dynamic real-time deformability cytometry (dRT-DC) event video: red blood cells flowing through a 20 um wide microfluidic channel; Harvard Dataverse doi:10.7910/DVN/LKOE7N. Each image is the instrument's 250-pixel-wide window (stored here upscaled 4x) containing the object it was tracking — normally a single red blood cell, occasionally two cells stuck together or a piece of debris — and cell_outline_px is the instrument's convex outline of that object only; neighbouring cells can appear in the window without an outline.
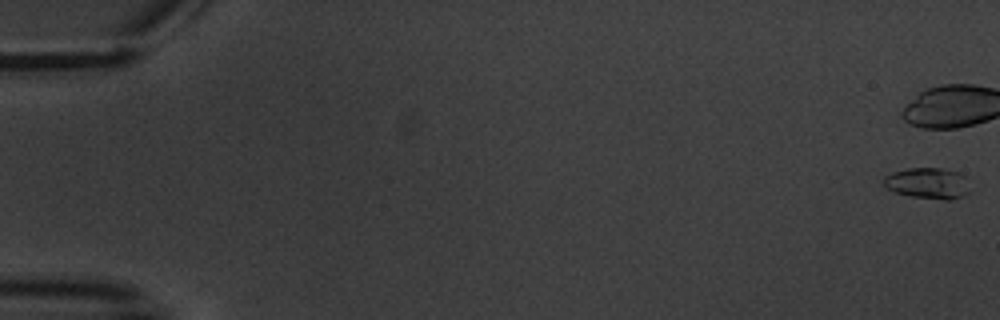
{"species": "common noctule bat (a hibernating species)", "species_latin": "Nyctalus noctula", "temperature_condition": "warm", "stored_images_in_passage": 16, "segment_of_instrument_passage": [1, 2], "camera_frame_rate_fps": 3000, "um_per_image_px": 0.085, "animal": {"sex": "male", "body_mass_g": 20.1, "forearm_length_mm": 53.5}, "frame": {"image": 1, "passage_image": 1, "time_ms": 0.0, "image_size_px": [1000, 320], "cell_outline_px": [[968, 192], [964, 196], [948, 200], [944, 200], [912, 196], [896, 192], [888, 188], [884, 184], [884, 176], [892, 172], [908, 168], [940, 168], [960, 172], [964, 176]], "centroid_in_image_um": [78.85, 15.57], "position_along_channel_um": 6.1, "area_um2": 15.37}}